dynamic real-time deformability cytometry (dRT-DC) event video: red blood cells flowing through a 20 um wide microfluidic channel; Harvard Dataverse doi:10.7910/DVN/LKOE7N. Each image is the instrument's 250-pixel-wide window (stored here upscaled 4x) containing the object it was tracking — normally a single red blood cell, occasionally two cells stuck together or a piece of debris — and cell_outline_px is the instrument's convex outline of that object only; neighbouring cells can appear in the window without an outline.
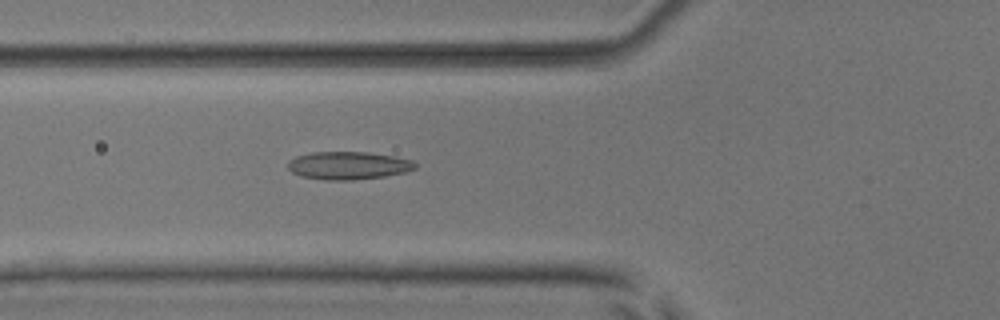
{"species": "common noctule bat (a hibernating species)", "species_latin": "Nyctalus noctula", "temperature_condition": "room temperature", "stored_images_in_passage": 43, "camera_frame_rate_fps": 3000, "um_per_image_px": 0.085, "animal": {"sex": "male", "body_mass_g": 17.9, "forearm_length_mm": 54.2}, "frame": {"image": 1, "passage_image": 10, "time_ms": 3.0, "image_size_px": [1000, 320], "cell_outline_px": [[416, 168], [404, 172], [384, 176], [348, 180], [324, 180], [304, 176], [292, 172], [288, 168], [288, 160], [296, 156], [312, 152], [368, 152], [392, 156], [412, 160], [416, 164]], "centroid_in_image_um": [29.58, 14.06], "position_along_channel_um": 96.2, "area_um2": 20.46}}
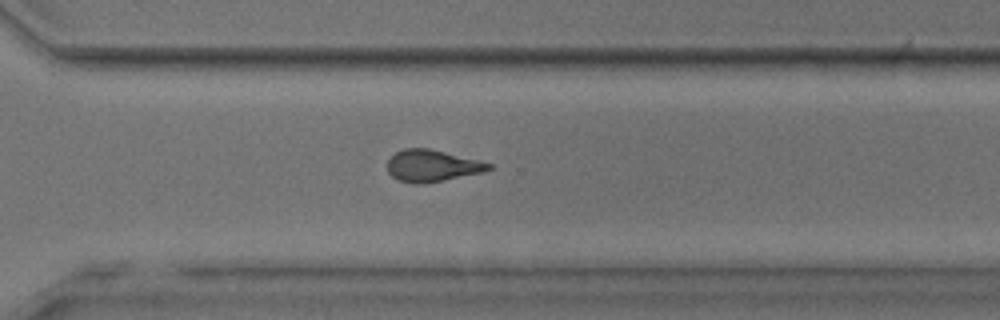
{"frame": {"image": 2, "passage_image": 28, "time_ms": 9.0, "image_size_px": [1000, 320], "cell_outline_px": [[492, 168], [484, 172], [444, 180], [420, 184], [416, 184], [396, 180], [388, 172], [388, 160], [396, 152], [404, 148], [428, 148], [492, 164]], "centroid_in_image_um": [36.7, 14.1], "position_along_channel_um": 333.9, "area_um2": 18.55}}
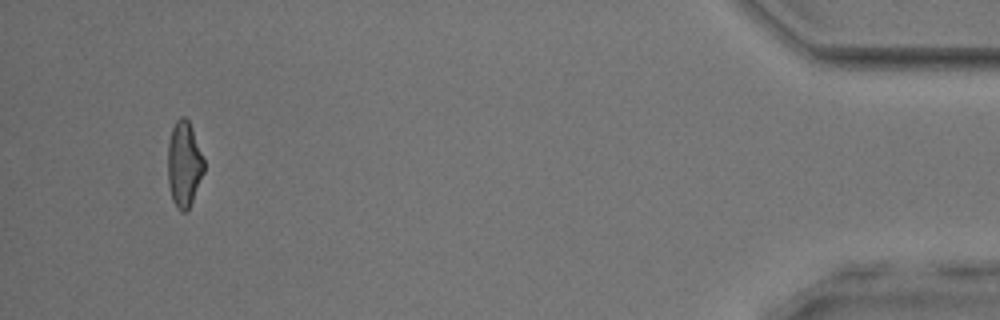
{"frame": {"image": 3, "passage_image": 40, "time_ms": 13.0, "image_size_px": [1000, 320], "cell_outline_px": [[204, 172], [192, 200], [188, 208], [184, 212], [180, 212], [176, 208], [172, 200], [168, 184], [168, 140], [172, 128], [176, 120], [180, 116], [184, 116], [188, 120], [192, 128], [204, 160]], "centroid_in_image_um": [15.63, 13.95], "position_along_channel_um": 419.6, "area_um2": 18.03}, "authors_computed_cell_mechanics": {"area_um2": 18.9006, "velocity_mm_per_s": 3.9657, "shape_relaxation_time_tau1_ms": null, "shape_relaxation_time_tau2_ms": 1.6255, "deformation_change_tau1": null, "deformation_change_tau2": 0.0992}}